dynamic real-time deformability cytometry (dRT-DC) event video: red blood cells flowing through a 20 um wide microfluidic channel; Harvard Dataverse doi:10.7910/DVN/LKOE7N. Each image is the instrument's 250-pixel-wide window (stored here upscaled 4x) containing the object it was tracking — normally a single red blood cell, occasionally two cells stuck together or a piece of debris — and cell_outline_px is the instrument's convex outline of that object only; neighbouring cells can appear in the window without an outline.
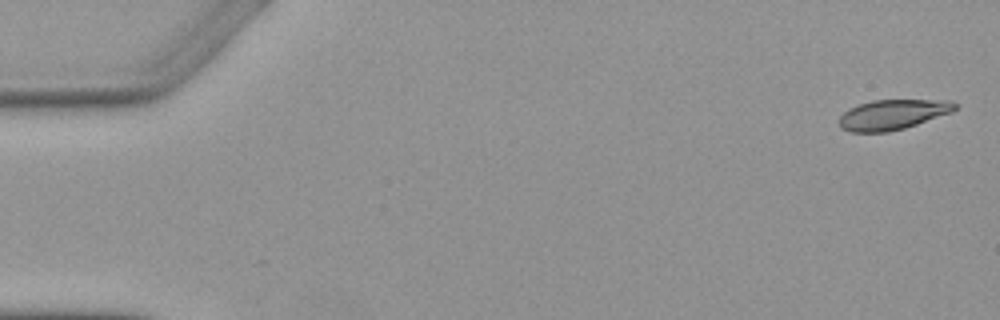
{"species": "Egyptian fruit bat (a non-hibernating species)", "species_latin": "Rousettus aegyptiacus", "temperature_condition": "warm", "stored_images_in_passage": 4, "camera_frame_rate_fps": 3000, "um_per_image_px": 0.085, "animal": {"sex": "female"}, "frame": {"image": 1, "passage_image": 1, "time_ms": 0.0, "image_size_px": [1000, 320], "cell_outline_px": [[960, 104], [952, 112], [904, 128], [888, 132], [848, 132], [840, 128], [840, 116], [848, 108], [872, 100], [952, 100]], "centroid_in_image_um": [75.89, 9.73], "position_along_channel_um": 9.1, "area_um2": 20.35}}
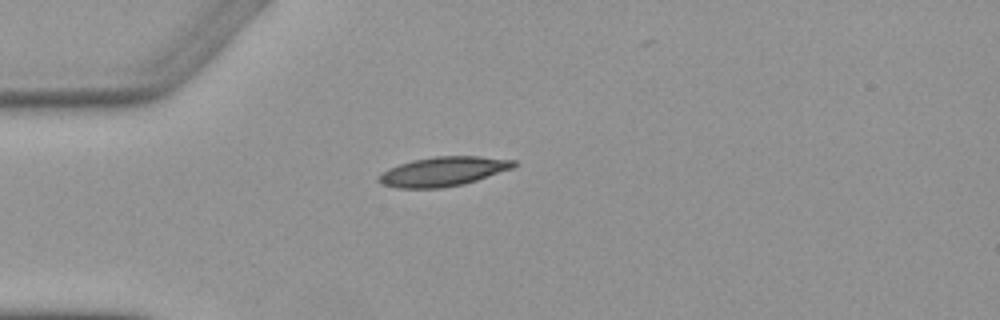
{"frame": {"image": 2, "passage_image": 4, "time_ms": 4.333, "image_size_px": [1000, 320], "cell_outline_px": [[516, 164], [512, 168], [464, 184], [440, 188], [396, 188], [384, 184], [376, 180], [376, 176], [380, 172], [388, 168], [412, 160], [436, 156], [480, 156], [516, 160]], "centroid_in_image_um": [37.62, 14.57], "position_along_channel_um": 47.4, "area_um2": 23.12}}